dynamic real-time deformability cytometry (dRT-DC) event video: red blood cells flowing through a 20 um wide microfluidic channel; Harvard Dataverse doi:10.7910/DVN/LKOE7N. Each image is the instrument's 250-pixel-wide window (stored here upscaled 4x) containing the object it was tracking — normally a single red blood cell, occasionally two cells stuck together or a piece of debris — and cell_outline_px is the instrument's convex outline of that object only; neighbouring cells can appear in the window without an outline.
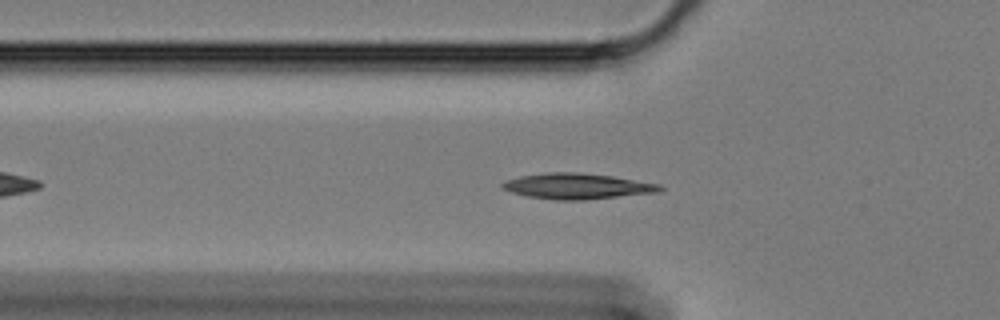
{"species": "Egyptian fruit bat (a non-hibernating species)", "species_latin": "Rousettus aegyptiacus", "temperature_condition": "cold", "stored_images_in_passage": 51, "camera_frame_rate_fps": 3000, "um_per_image_px": 0.085, "animal": {"sex": "female"}, "frame": {"image": 1, "passage_image": 10, "time_ms": 3.0, "image_size_px": [1000, 320], "cell_outline_px": [[664, 188], [660, 192], [584, 200], [552, 200], [528, 196], [512, 192], [500, 188], [500, 184], [504, 180], [520, 176], [548, 172], [580, 172], [612, 176], [660, 184]], "centroid_in_image_um": [49.03, 15.82], "position_along_channel_um": 76.8, "area_um2": 23.76}}
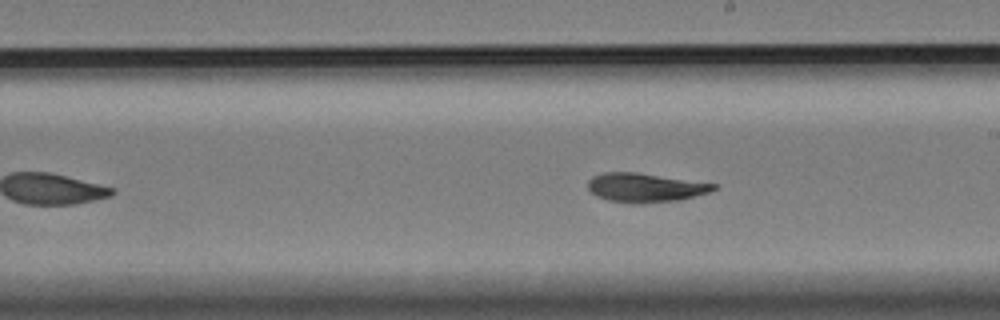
{"frame": {"image": 2, "passage_image": 24, "time_ms": 7.667, "image_size_px": [1000, 320], "cell_outline_px": [[716, 188], [712, 192], [680, 200], [640, 204], [632, 204], [608, 200], [596, 196], [588, 188], [588, 180], [592, 176], [604, 172], [636, 172], [716, 184]], "centroid_in_image_um": [54.83, 15.96], "position_along_channel_um": 234.2, "area_um2": 21.39}}
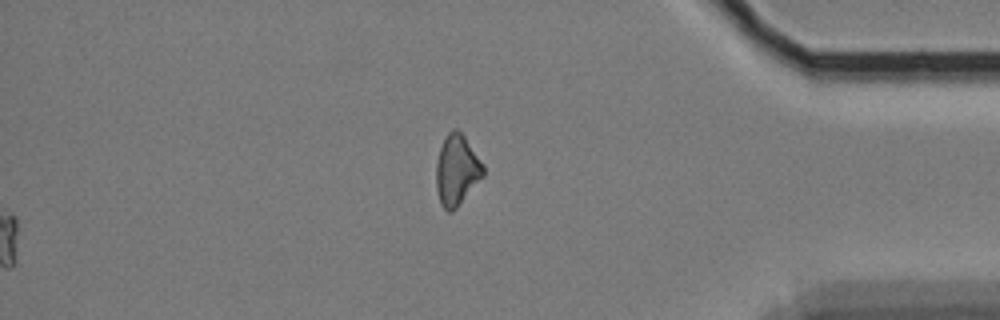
{"frame": {"image": 3, "passage_image": 51, "time_ms": 16.667, "image_size_px": [1000, 320], "cell_outline_px": [[484, 176], [456, 208], [452, 212], [448, 212], [440, 204], [436, 188], [436, 164], [440, 148], [448, 132], [452, 128], [456, 128], [464, 136], [484, 164]], "centroid_in_image_um": [38.83, 14.47], "position_along_channel_um": 396.4, "area_um2": 19.36}, "authors_computed_cell_mechanics": {"area_um2": 21.097, "velocity_mm_per_s": 3.3577, "shape_relaxation_time_tau1_ms": 7.535, "shape_relaxation_time_tau2_ms": 3.3565, "deformation_change_tau1": 0.1807, "deformation_change_tau2": 0.0794}}